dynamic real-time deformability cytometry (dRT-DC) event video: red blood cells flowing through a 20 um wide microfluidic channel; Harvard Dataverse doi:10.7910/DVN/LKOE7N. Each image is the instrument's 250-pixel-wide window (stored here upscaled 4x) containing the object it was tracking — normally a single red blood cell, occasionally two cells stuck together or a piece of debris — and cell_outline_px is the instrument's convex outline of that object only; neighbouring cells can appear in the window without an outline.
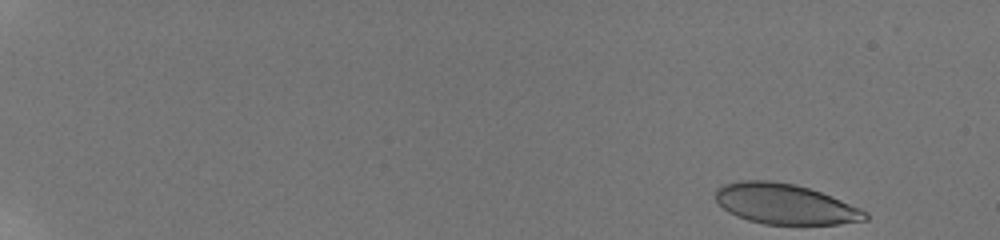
{"species": "human", "species_latin": "Homo sapiens", "temperature_condition": "room temperature", "stored_images_in_passage": 84, "camera_frame_rate_fps": 3000, "um_per_image_px": 0.085, "donor": {"sex": "male"}, "frame": {"image": 1, "passage_image": 1, "time_ms": 0.0, "image_size_px": [1000, 240], "cell_outline_px": [[868, 220], [840, 224], [764, 224], [748, 220], [736, 216], [728, 212], [716, 200], [716, 188], [724, 184], [740, 180], [772, 180], [796, 184], [820, 192], [860, 208], [868, 212]], "centroid_in_image_um": [66.72, 17.34], "position_along_channel_um": 18.3, "area_um2": 35.2}}
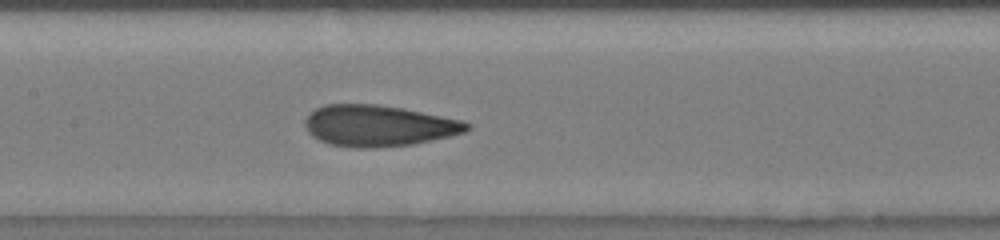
{"frame": {"image": 2, "passage_image": 53, "time_ms": 9.0, "image_size_px": [1000, 240], "cell_outline_px": [[472, 128], [464, 132], [432, 140], [412, 144], [376, 148], [356, 148], [328, 144], [312, 136], [308, 132], [304, 124], [304, 120], [316, 108], [324, 104], [376, 104], [400, 108], [460, 120], [472, 124]], "centroid_in_image_um": [32.14, 10.69], "position_along_channel_um": 175.3, "area_um2": 38.67}}
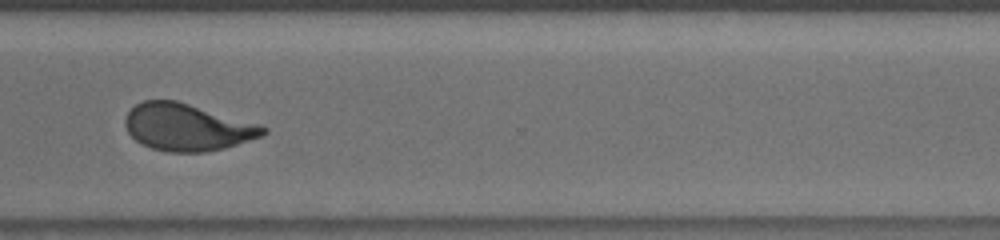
{"frame": {"image": 3, "passage_image": 83, "time_ms": 13.667, "image_size_px": [1000, 240], "cell_outline_px": [[268, 132], [264, 136], [224, 148], [204, 152], [164, 152], [152, 148], [136, 140], [128, 132], [124, 124], [124, 120], [128, 112], [136, 104], [144, 100], [176, 100], [260, 124], [268, 128]], "centroid_in_image_um": [15.93, 10.81], "position_along_channel_um": 354.7, "area_um2": 37.86}}